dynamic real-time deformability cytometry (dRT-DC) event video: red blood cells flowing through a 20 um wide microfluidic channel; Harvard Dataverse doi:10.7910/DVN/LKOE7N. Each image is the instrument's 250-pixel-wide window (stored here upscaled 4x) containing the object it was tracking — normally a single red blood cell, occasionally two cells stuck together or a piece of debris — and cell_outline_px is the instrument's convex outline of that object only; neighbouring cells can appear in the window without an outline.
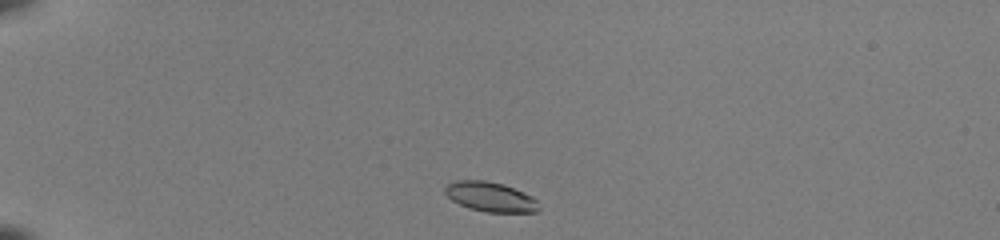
{"species": "common noctule bat (a hibernating species)", "species_latin": "Nyctalus noctula", "temperature_condition": "room temperature", "stored_images_in_passage": 38, "camera_frame_rate_fps": 3000, "um_per_image_px": 0.085, "animal": {"sex": "female", "body_mass_g": 22.0, "forearm_length_mm": 56.7}, "frame": {"image": 1, "passage_image": 1, "time_ms": 0.0, "image_size_px": [1000, 240], "cell_outline_px": [[540, 208], [536, 212], [484, 212], [468, 208], [452, 200], [444, 192], [444, 188], [448, 184], [456, 180], [484, 180], [504, 184], [524, 192], [532, 196], [536, 200]], "centroid_in_image_um": [41.69, 16.73], "position_along_channel_um": 43.3, "area_um2": 16.3}}
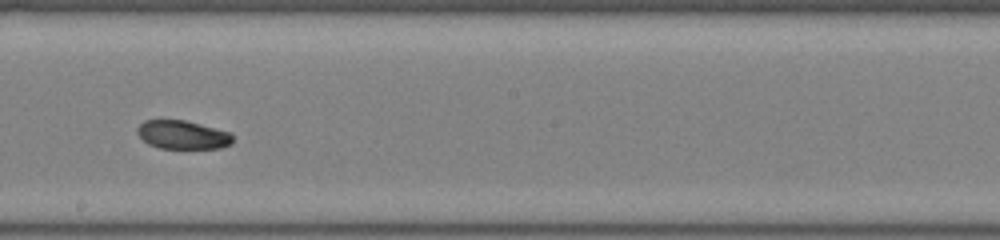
{"frame": {"image": 2, "passage_image": 19, "time_ms": 6.0, "image_size_px": [1000, 240], "cell_outline_px": [[232, 144], [220, 148], [160, 148], [148, 144], [136, 132], [136, 128], [144, 120], [184, 120], [200, 124], [228, 132], [232, 136]], "centroid_in_image_um": [15.49, 11.46], "position_along_channel_um": 232.7, "area_um2": 15.72}}
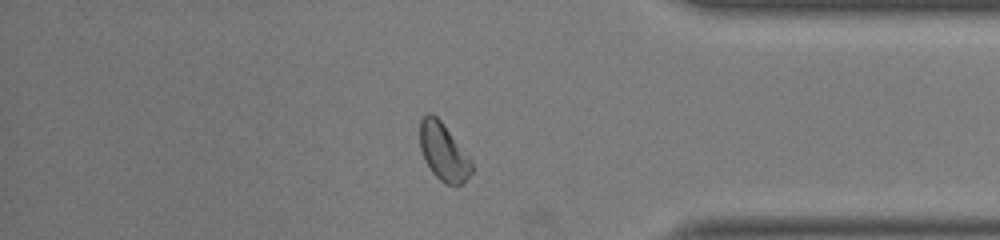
{"frame": {"image": 3, "passage_image": 32, "time_ms": 10.333, "image_size_px": [1000, 240], "cell_outline_px": [[472, 172], [460, 184], [444, 184], [432, 172], [424, 160], [420, 148], [420, 120], [428, 112], [436, 116], [440, 120], [472, 160]], "centroid_in_image_um": [37.67, 12.9], "position_along_channel_um": 397.5, "area_um2": 17.11}, "authors_computed_cell_mechanics": {"area_um2": 17.0221, "velocity_mm_per_s": 4.0613, "shape_relaxation_time_tau1_ms": 2.9714, "shape_relaxation_time_tau2_ms": 4.4101, "deformation_change_tau1": 0.0773, "deformation_change_tau2": 0.0885}}